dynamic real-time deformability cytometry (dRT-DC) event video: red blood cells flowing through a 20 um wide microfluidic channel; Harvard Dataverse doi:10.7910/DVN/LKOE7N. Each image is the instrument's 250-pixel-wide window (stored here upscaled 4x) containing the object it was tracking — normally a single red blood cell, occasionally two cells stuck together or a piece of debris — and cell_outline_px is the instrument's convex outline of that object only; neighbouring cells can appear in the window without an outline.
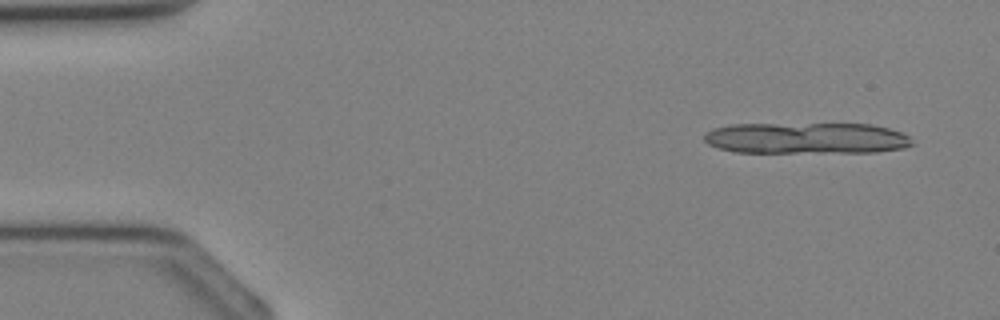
{"species": "Egyptian fruit bat (a non-hibernating species)", "species_latin": "Rousettus aegyptiacus", "temperature_condition": "cold", "stored_images_in_passage": 5, "camera_frame_rate_fps": 3000, "um_per_image_px": 0.085, "animal": {"sex": "female"}, "frame": {"image": 1, "passage_image": 2, "time_ms": 0.333, "image_size_px": [1000, 320], "cell_outline_px": [[916, 144], [904, 148], [876, 152], [736, 152], [720, 148], [708, 144], [704, 140], [704, 132], [712, 128], [732, 124], [872, 124], [888, 128], [900, 132], [908, 136]], "centroid_in_image_um": [68.55, 11.74], "position_along_channel_um": 16.5, "area_um2": 38.03}}